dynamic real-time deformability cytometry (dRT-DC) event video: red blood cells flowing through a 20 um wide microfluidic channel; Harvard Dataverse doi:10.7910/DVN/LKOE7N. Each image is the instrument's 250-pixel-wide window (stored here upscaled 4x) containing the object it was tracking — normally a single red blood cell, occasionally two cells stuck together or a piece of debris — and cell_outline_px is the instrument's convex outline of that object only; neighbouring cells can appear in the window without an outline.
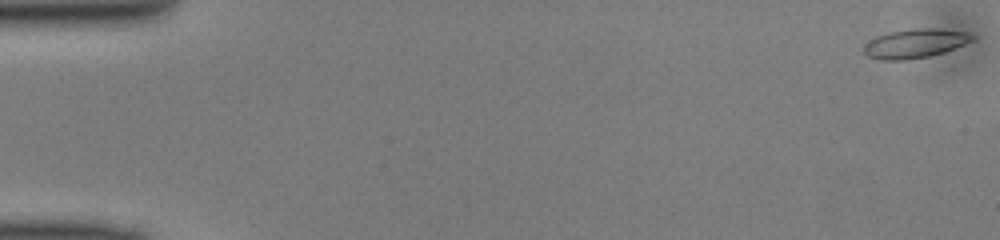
{"species": "common noctule bat (a hibernating species)", "species_latin": "Nyctalus noctula", "temperature_condition": "cold", "stored_images_in_passage": 50, "camera_frame_rate_fps": 3000, "um_per_image_px": 0.085, "animal": {"sex": "male", "body_mass_g": 13.0, "forearm_length_mm": 53.1}, "frame": {"image": 1, "passage_image": 1, "time_ms": 0.0, "image_size_px": [1000, 240], "cell_outline_px": [[976, 40], [956, 48], [944, 52], [928, 56], [908, 60], [880, 60], [868, 56], [864, 52], [864, 44], [876, 36], [888, 32], [916, 28], [936, 28], [968, 32], [976, 36]], "centroid_in_image_um": [77.82, 3.69], "position_along_channel_um": 7.2, "area_um2": 18.61}}
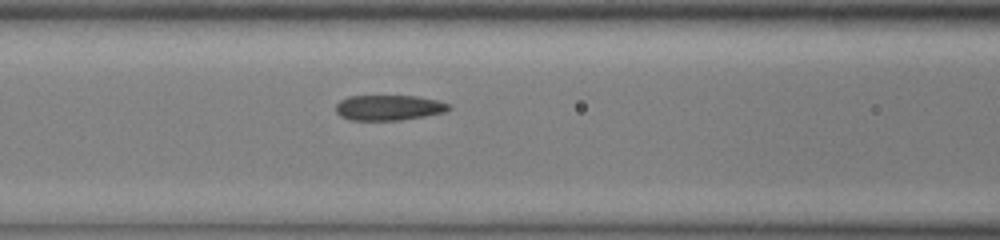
{"frame": {"image": 2, "passage_image": 21, "time_ms": 6.667, "image_size_px": [1000, 240], "cell_outline_px": [[452, 108], [444, 112], [424, 116], [400, 120], [348, 120], [340, 116], [336, 112], [336, 104], [340, 100], [348, 96], [416, 96], [440, 100], [452, 104]], "centroid_in_image_um": [33.07, 9.14], "position_along_channel_um": 133.5, "area_um2": 16.88}}
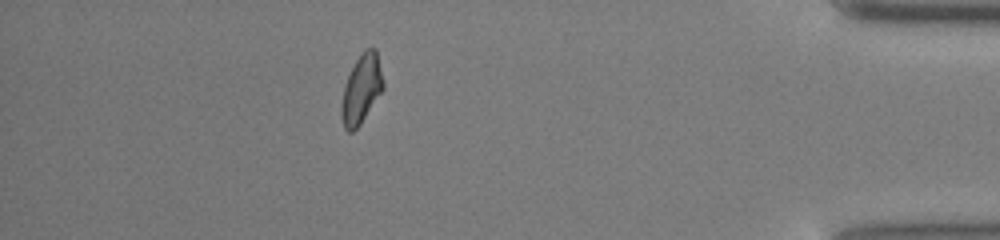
{"frame": {"image": 3, "passage_image": 44, "time_ms": 14.333, "image_size_px": [1000, 240], "cell_outline_px": [[384, 88], [360, 124], [352, 132], [348, 132], [344, 128], [340, 116], [340, 108], [344, 84], [356, 60], [364, 48], [376, 48], [384, 84]], "centroid_in_image_um": [30.7, 7.58], "position_along_channel_um": 404.5, "area_um2": 16.76}}